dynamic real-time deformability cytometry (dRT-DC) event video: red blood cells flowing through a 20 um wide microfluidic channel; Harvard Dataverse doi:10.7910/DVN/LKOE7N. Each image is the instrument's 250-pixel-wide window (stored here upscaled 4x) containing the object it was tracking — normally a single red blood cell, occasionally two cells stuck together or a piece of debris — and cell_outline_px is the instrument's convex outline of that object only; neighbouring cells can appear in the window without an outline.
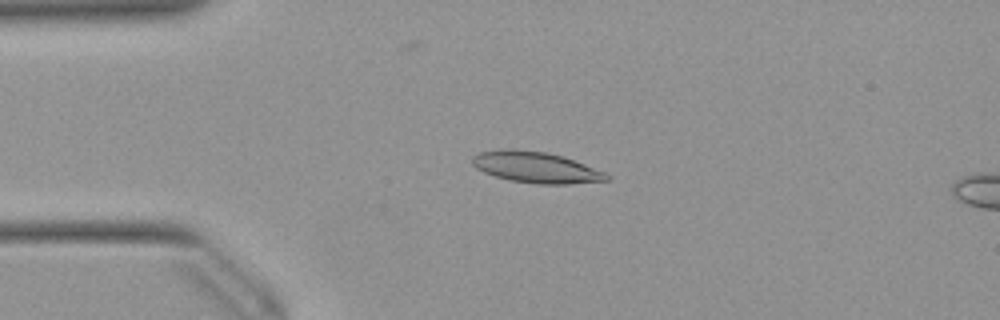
{"species": "Egyptian fruit bat (a non-hibernating species)", "species_latin": "Rousettus aegyptiacus", "temperature_condition": "warm", "stored_images_in_passage": 16, "camera_frame_rate_fps": 3000, "um_per_image_px": 0.085, "animal": {"sex": "female"}, "frame": {"image": 1, "passage_image": 12, "time_ms": 3.667, "image_size_px": [1000, 320], "cell_outline_px": [[612, 176], [608, 180], [568, 184], [536, 184], [508, 180], [484, 172], [476, 168], [472, 164], [472, 156], [480, 152], [500, 148], [512, 148], [548, 152], [564, 156], [604, 172]], "centroid_in_image_um": [45.53, 14.21], "position_along_channel_um": 39.5, "area_um2": 24.57}}